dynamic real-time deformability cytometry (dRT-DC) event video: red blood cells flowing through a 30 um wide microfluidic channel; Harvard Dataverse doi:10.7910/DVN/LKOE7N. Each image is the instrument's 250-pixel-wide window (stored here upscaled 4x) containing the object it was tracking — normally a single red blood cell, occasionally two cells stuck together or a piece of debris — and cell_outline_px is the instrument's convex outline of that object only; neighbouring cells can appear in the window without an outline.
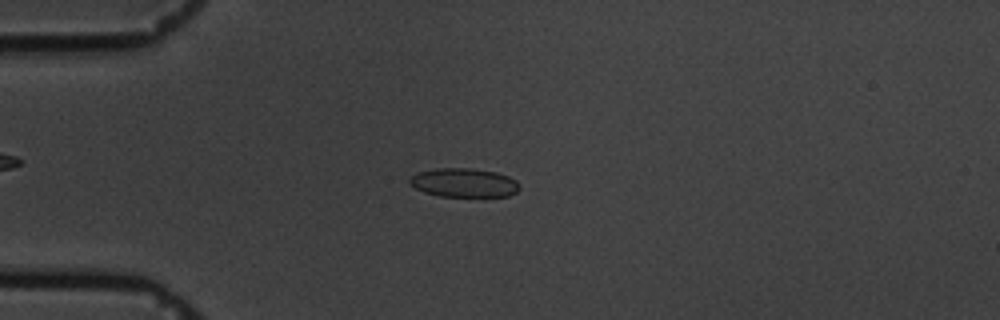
{"species": "common noctule bat (a hibernating species)", "species_latin": "Nyctalus noctula", "temperature_condition": "cold", "stored_images_in_passage": 59, "camera_frame_rate_fps": 3000, "um_per_image_px": 0.085, "animal": {"sex": "male", "body_mass_g": 19.5, "forearm_length_mm": 54.6}, "frame": {"image": 1, "passage_image": 15, "time_ms": 4.667, "image_size_px": [1000, 320], "cell_outline_px": [[520, 188], [516, 192], [508, 196], [440, 196], [424, 192], [408, 184], [408, 180], [416, 172], [436, 168], [468, 168], [496, 172], [508, 176], [516, 180]], "centroid_in_image_um": [39.41, 15.52], "position_along_channel_um": 45.6, "area_um2": 18.5}}
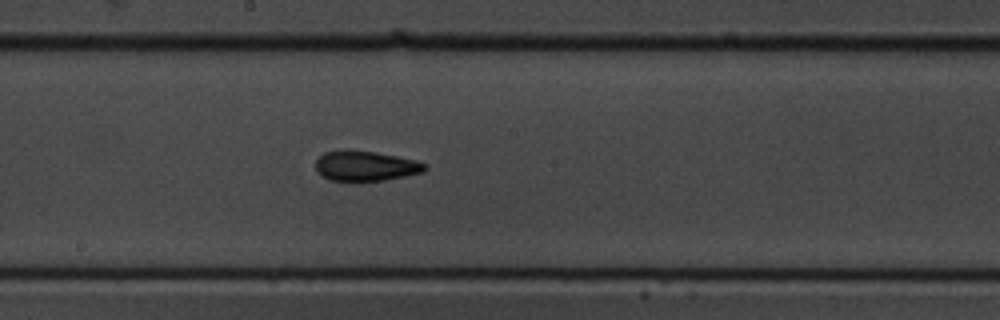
{"frame": {"image": 2, "passage_image": 32, "time_ms": 10.333, "image_size_px": [1000, 320], "cell_outline_px": [[428, 168], [424, 172], [384, 180], [360, 184], [328, 180], [316, 172], [316, 160], [324, 152], [344, 148], [376, 152], [416, 160], [428, 164]], "centroid_in_image_um": [31.03, 14.13], "position_along_channel_um": 217.2, "area_um2": 20.17}}
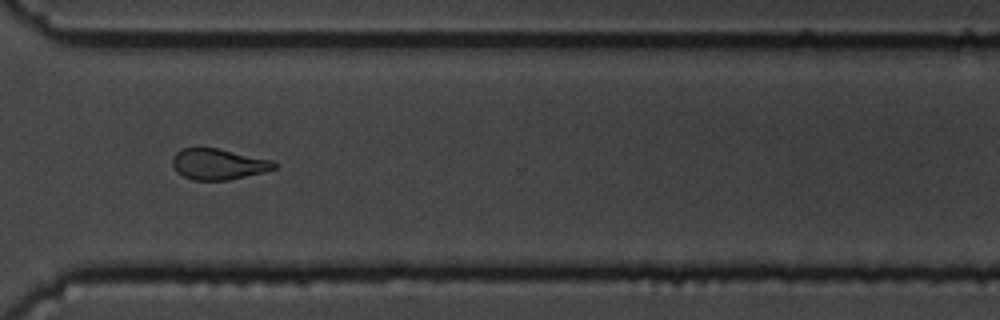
{"frame": {"image": 3, "passage_image": 44, "time_ms": 14.333, "image_size_px": [1000, 320], "cell_outline_px": [[276, 168], [264, 172], [228, 180], [192, 180], [176, 172], [172, 164], [172, 156], [176, 152], [184, 148], [220, 148], [272, 160], [276, 164]], "centroid_in_image_um": [18.54, 13.95], "position_along_channel_um": 352.1, "area_um2": 18.38}, "authors_computed_cell_mechanics": {"area_um2": 18.7272, "velocity_mm_per_s": 3.376, "shape_relaxation_time_tau1_ms": 5.2793, "shape_relaxation_time_tau2_ms": 2.5348, "deformation_change_tau1": 0.1445, "deformation_change_tau2": 0.1012}}